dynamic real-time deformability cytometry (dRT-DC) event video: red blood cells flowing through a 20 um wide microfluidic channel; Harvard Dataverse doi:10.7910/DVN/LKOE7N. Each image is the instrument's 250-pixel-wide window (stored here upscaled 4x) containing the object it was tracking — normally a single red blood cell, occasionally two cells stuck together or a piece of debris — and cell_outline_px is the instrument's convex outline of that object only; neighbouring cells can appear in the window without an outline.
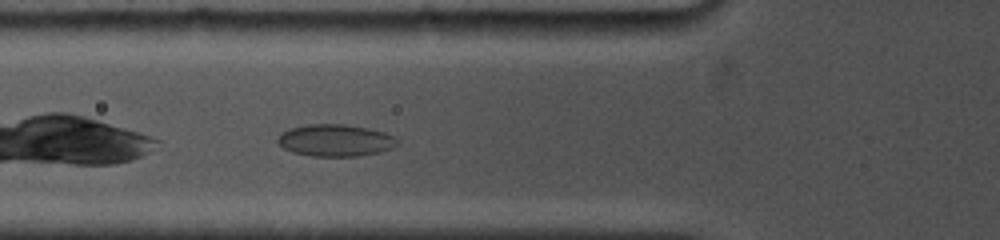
{"species": "common noctule bat (a hibernating species)", "species_latin": "Nyctalus noctula", "temperature_condition": "cold", "stored_images_in_passage": 42, "camera_frame_rate_fps": 5000, "um_per_image_px": 0.085, "animal": {"sex": "female", "body_mass_g": 19.0, "forearm_length_mm": 53.3}, "frame": {"image": 1, "passage_image": 8, "time_ms": 1.6, "image_size_px": [1000, 240], "cell_outline_px": [[400, 144], [392, 148], [380, 152], [356, 156], [312, 156], [292, 152], [284, 148], [276, 140], [276, 136], [288, 128], [304, 124], [344, 124], [368, 128], [384, 132], [396, 136]], "centroid_in_image_um": [28.51, 11.92], "position_along_channel_um": 97.3, "area_um2": 22.6}}
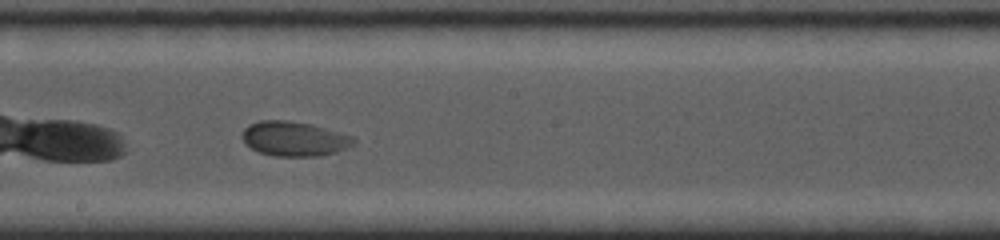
{"frame": {"image": 2, "passage_image": 22, "time_ms": 5.0, "image_size_px": [1000, 240], "cell_outline_px": [[356, 144], [336, 152], [320, 156], [272, 156], [260, 152], [252, 148], [240, 136], [240, 132], [248, 124], [260, 120], [288, 120], [312, 124], [352, 136], [356, 140]], "centroid_in_image_um": [25.0, 11.79], "position_along_channel_um": 223.2, "area_um2": 22.66}}
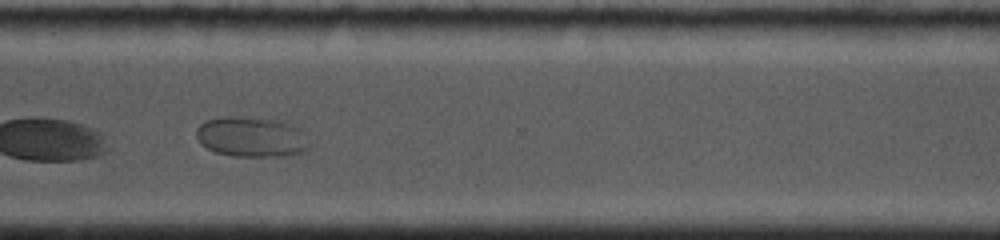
{"frame": {"image": 3, "passage_image": 36, "time_ms": 8.4, "image_size_px": [1000, 240], "cell_outline_px": [[312, 144], [304, 152], [284, 156], [232, 156], [216, 152], [208, 148], [196, 136], [196, 128], [204, 120], [224, 116], [232, 116], [284, 120], [300, 128]], "centroid_in_image_um": [21.43, 11.62], "position_along_channel_um": 349.2, "area_um2": 26.82}}